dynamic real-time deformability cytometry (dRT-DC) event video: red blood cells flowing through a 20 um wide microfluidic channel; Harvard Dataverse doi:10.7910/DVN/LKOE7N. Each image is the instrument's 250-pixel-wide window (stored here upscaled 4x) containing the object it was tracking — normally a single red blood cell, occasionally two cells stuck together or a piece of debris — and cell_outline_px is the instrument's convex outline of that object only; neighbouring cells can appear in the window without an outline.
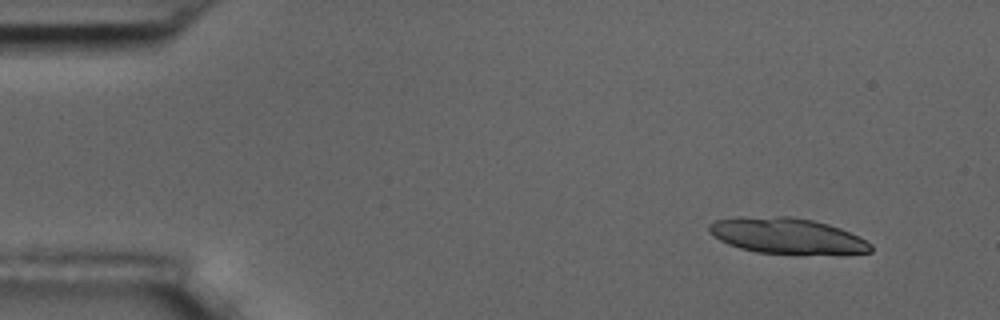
{"species": "common noctule bat (a hibernating species)", "species_latin": "Nyctalus noctula", "temperature_condition": "room temperature", "stored_images_in_passage": 4, "camera_frame_rate_fps": 3000, "um_per_image_px": 0.085, "animal": {"sex": "male", "body_mass_g": 17.5, "forearm_length_mm": 52.3}, "frame": {"image": 1, "passage_image": 1, "time_ms": 0.0, "image_size_px": [1000, 320], "cell_outline_px": [[872, 252], [756, 252], [740, 248], [728, 244], [720, 240], [708, 232], [708, 224], [716, 220], [736, 216], [792, 216], [812, 220], [828, 224], [840, 228], [872, 244]], "centroid_in_image_um": [66.77, 19.99], "position_along_channel_um": 18.2, "area_um2": 32.83}}